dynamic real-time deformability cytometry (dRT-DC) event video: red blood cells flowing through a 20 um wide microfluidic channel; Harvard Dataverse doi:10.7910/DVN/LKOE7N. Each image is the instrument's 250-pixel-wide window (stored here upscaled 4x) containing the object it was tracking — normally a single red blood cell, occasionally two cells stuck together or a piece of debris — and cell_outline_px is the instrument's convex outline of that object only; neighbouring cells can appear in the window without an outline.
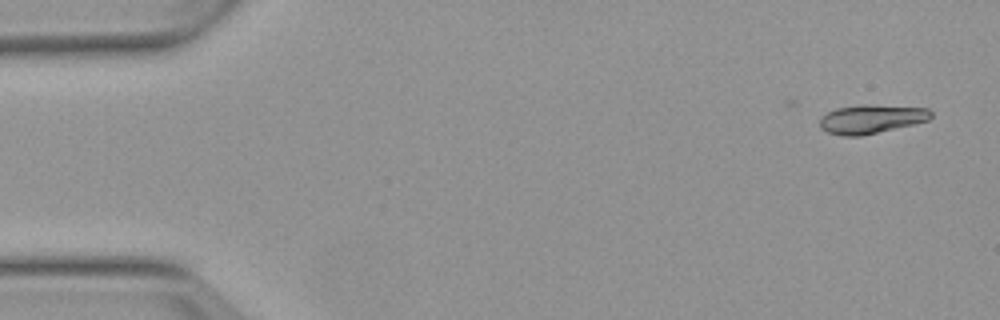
{"species": "Egyptian fruit bat (a non-hibernating species)", "species_latin": "Rousettus aegyptiacus", "temperature_condition": "warm", "stored_images_in_passage": 2, "camera_frame_rate_fps": 3000, "um_per_image_px": 0.085, "animal": {"sex": "female"}, "frame": {"image": 1, "passage_image": 2, "time_ms": 1.0, "image_size_px": [1000, 320], "cell_outline_px": [[932, 116], [928, 120], [912, 124], [860, 136], [844, 136], [828, 132], [820, 128], [820, 116], [836, 108], [864, 104], [872, 104], [928, 108], [932, 112]], "centroid_in_image_um": [74.04, 10.1], "position_along_channel_um": 11.0, "area_um2": 18.61}}